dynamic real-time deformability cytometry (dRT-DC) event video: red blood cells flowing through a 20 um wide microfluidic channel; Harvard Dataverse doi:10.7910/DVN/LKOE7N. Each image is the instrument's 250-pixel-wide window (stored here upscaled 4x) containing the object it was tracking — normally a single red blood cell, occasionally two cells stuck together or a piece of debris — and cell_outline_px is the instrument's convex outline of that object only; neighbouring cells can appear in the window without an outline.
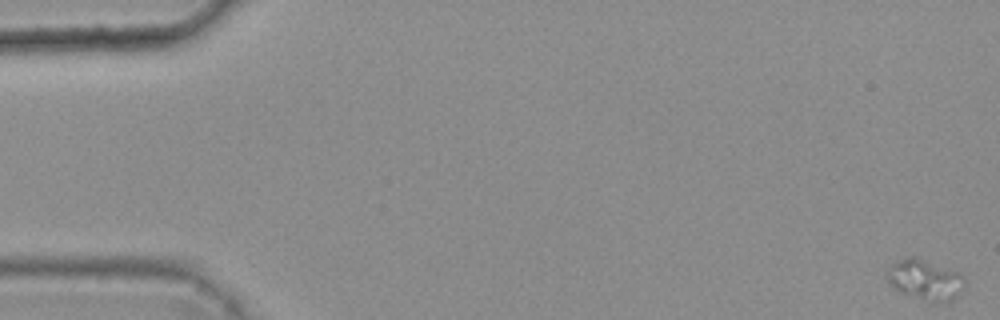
{"species": "common noctule bat (a hibernating species)", "species_latin": "Nyctalus noctula", "temperature_condition": "warm", "stored_images_in_passage": 5, "camera_frame_rate_fps": 3000, "um_per_image_px": 0.085, "animal": {"sex": "female", "body_mass_g": 25.1}, "frame": {"image": 1, "passage_image": 1, "time_ms": 0.0, "image_size_px": [1000, 320], "cell_outline_px": [[964, 284], [960, 292], [952, 300], [932, 300], [900, 292], [888, 280], [888, 264], [896, 260], [912, 256], [960, 272], [964, 280]], "centroid_in_image_um": [78.62, 23.72], "position_along_channel_um": 6.4, "area_um2": 17.51}}